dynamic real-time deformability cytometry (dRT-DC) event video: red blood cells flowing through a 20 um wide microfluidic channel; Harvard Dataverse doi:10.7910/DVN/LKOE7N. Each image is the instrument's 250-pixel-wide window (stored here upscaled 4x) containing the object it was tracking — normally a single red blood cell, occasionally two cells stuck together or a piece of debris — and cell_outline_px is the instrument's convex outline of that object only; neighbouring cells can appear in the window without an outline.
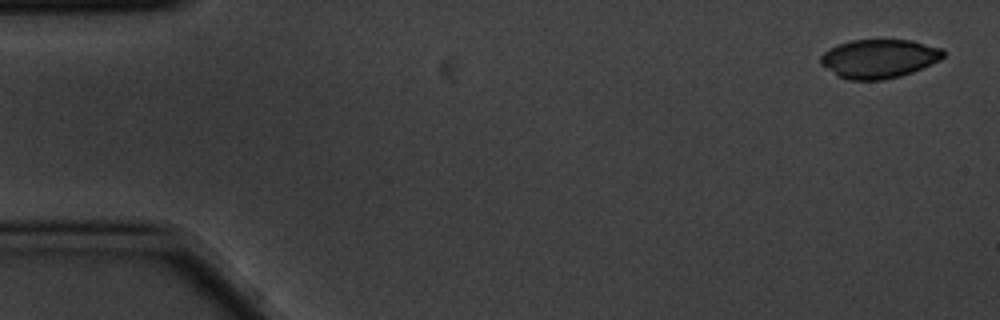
{"species": "common noctule bat (a hibernating species)", "species_latin": "Nyctalus noctula", "temperature_condition": "cold", "stored_images_in_passage": 5, "segment_of_instrument_passage": [1, 2], "camera_frame_rate_fps": 3000, "um_per_image_px": 0.085, "animal": {"sex": "male", "body_mass_g": 20.1, "forearm_length_mm": 53.5}, "frame": {"image": 1, "passage_image": 1, "time_ms": 0.0, "image_size_px": [1000, 320], "cell_outline_px": [[944, 56], [940, 60], [932, 64], [912, 72], [900, 76], [884, 80], [848, 80], [840, 76], [820, 64], [820, 56], [824, 52], [840, 44], [852, 40], [912, 40], [944, 48]], "centroid_in_image_um": [74.76, 4.98], "position_along_channel_um": 10.2, "area_um2": 27.69}}